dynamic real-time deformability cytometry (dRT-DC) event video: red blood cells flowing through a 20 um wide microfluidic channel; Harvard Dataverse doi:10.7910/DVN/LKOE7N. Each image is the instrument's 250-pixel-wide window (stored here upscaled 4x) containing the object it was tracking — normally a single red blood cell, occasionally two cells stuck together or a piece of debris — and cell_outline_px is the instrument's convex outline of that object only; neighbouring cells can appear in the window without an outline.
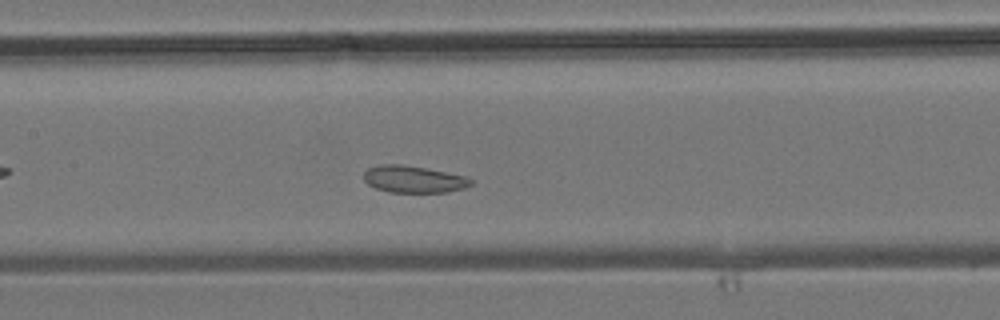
{"species": "common noctule bat (a hibernating species)", "species_latin": "Nyctalus noctula", "temperature_condition": "room temperature", "stored_images_in_passage": 41, "camera_frame_rate_fps": 3000, "um_per_image_px": 0.085, "animal": {"sex": "male", "body_mass_g": 19.2, "forearm_length_mm": 51.8}, "frame": {"image": 1, "passage_image": 16, "time_ms": 5.0, "image_size_px": [1000, 320], "cell_outline_px": [[472, 184], [464, 188], [448, 192], [388, 192], [376, 188], [368, 184], [364, 180], [364, 172], [368, 168], [380, 164], [404, 164], [428, 168], [468, 176], [472, 180]], "centroid_in_image_um": [35.18, 15.22], "position_along_channel_um": 172.2, "area_um2": 17.05}}
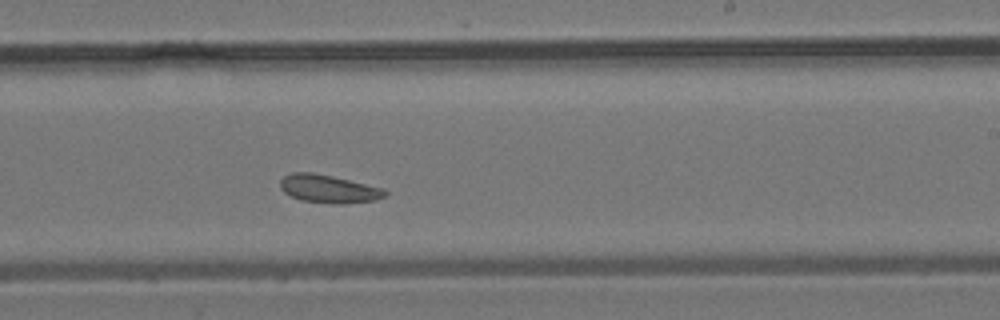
{"frame": {"image": 2, "passage_image": 22, "time_ms": 7.0, "image_size_px": [1000, 320], "cell_outline_px": [[388, 196], [376, 200], [344, 204], [340, 204], [300, 200], [284, 192], [280, 188], [280, 180], [284, 176], [292, 172], [312, 172], [332, 176], [384, 188], [388, 192]], "centroid_in_image_um": [27.96, 16.05], "position_along_channel_um": 261.0, "area_um2": 17.22}}
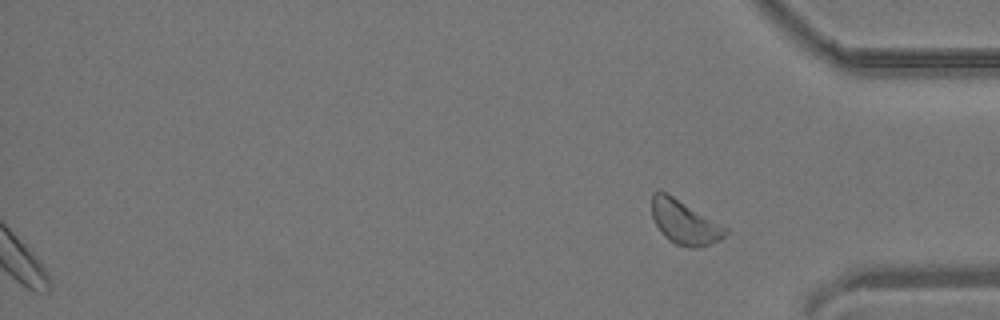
{"frame": {"image": 3, "passage_image": 41, "time_ms": 13.333, "image_size_px": [1000, 320], "cell_outline_px": [[728, 232], [720, 240], [696, 248], [688, 248], [676, 244], [668, 240], [660, 232], [652, 216], [652, 192], [668, 192], [728, 228]], "centroid_in_image_um": [58.18, 18.89], "position_along_channel_um": 377.0, "area_um2": 18.96}}